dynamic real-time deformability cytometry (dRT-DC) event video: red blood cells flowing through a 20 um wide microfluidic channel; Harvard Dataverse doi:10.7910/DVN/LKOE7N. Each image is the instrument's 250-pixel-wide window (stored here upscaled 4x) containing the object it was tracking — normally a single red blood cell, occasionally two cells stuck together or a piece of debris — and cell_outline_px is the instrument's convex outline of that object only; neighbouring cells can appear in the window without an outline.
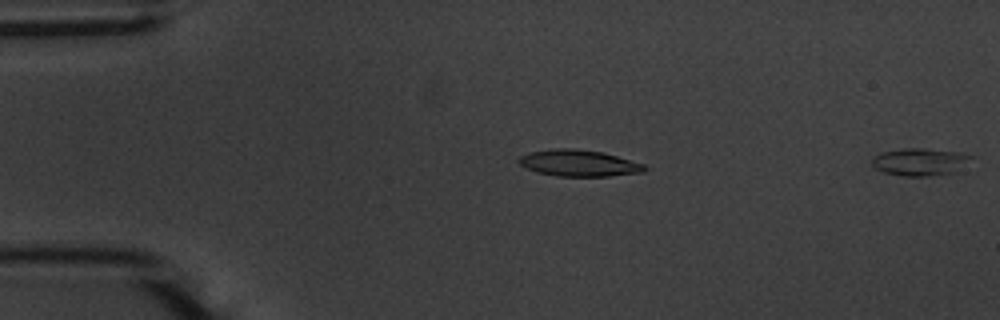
{"species": "common noctule bat (a hibernating species)", "species_latin": "Nyctalus noctula", "temperature_condition": "warm", "stored_images_in_passage": 12, "camera_frame_rate_fps": 3000, "um_per_image_px": 0.085, "animal": {"sex": "male", "body_mass_g": 20.1, "forearm_length_mm": 53.5}, "frame": {"image": 1, "passage_image": 12, "time_ms": 3.667, "image_size_px": [1000, 320], "cell_outline_px": [[972, 156], [952, 172], [936, 176], [904, 176], [884, 172], [876, 168], [872, 164], [872, 156], [880, 152], [904, 148], [924, 148], [960, 152]], "centroid_in_image_um": [78.1, 13.74], "position_along_channel_um": 6.9, "area_um2": 15.61}}